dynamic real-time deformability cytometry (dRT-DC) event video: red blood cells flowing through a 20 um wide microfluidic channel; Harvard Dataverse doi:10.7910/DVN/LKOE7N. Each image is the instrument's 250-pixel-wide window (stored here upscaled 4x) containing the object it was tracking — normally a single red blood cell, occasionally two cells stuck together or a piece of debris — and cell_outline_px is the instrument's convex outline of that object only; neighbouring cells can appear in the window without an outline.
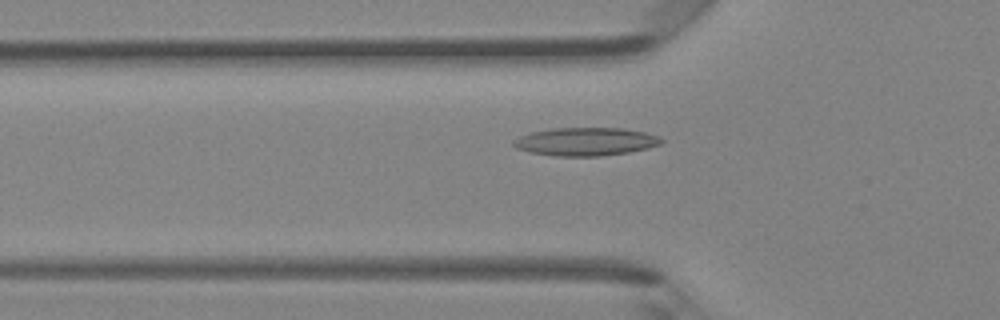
{"species": "Egyptian fruit bat (a non-hibernating species)", "species_latin": "Rousettus aegyptiacus", "temperature_condition": "room temperature", "stored_images_in_passage": 39, "camera_frame_rate_fps": 3000, "um_per_image_px": 0.085, "animal": {"sex": "female"}, "frame": {"image": 1, "passage_image": 10, "time_ms": 3.0, "image_size_px": [1000, 320], "cell_outline_px": [[664, 140], [660, 144], [648, 148], [628, 152], [600, 156], [552, 156], [532, 152], [516, 148], [512, 144], [512, 140], [520, 136], [532, 132], [552, 128], [624, 128], [644, 132], [660, 136]], "centroid_in_image_um": [49.79, 12.03], "position_along_channel_um": 76.0, "area_um2": 24.28}}
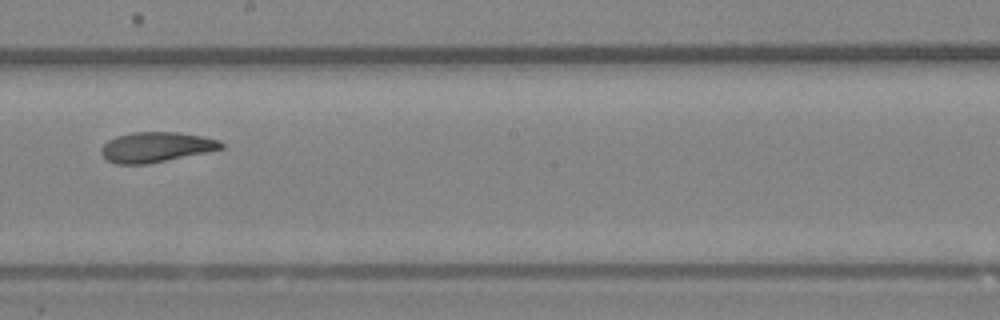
{"frame": {"image": 2, "passage_image": 21, "time_ms": 6.667, "image_size_px": [1000, 320], "cell_outline_px": [[224, 148], [208, 152], [148, 164], [116, 164], [108, 160], [100, 152], [100, 148], [108, 140], [116, 136], [132, 132], [176, 132], [204, 136], [220, 140], [224, 144]], "centroid_in_image_um": [13.29, 12.5], "position_along_channel_um": 234.9, "area_um2": 21.21}}
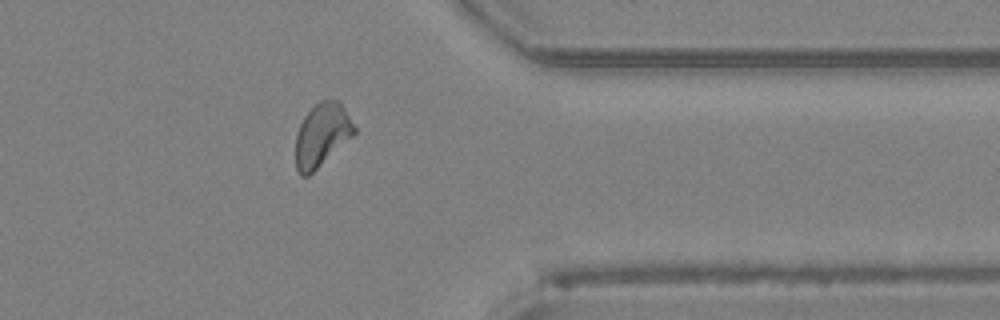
{"frame": {"image": 3, "passage_image": 32, "time_ms": 10.333, "image_size_px": [1000, 320], "cell_outline_px": [[356, 132], [352, 136], [308, 176], [300, 176], [296, 168], [296, 136], [300, 124], [304, 116], [320, 100], [336, 100], [344, 108], [356, 128]], "centroid_in_image_um": [27.34, 11.47], "position_along_channel_um": 384.1, "area_um2": 21.1}, "authors_computed_cell_mechanics": {"area_um2": 21.5016, "velocity_mm_per_s": 4.3458, "shape_relaxation_time_tau1_ms": null, "shape_relaxation_time_tau2_ms": 3.648, "deformation_change_tau1": null, "deformation_change_tau2": 0.1102}}